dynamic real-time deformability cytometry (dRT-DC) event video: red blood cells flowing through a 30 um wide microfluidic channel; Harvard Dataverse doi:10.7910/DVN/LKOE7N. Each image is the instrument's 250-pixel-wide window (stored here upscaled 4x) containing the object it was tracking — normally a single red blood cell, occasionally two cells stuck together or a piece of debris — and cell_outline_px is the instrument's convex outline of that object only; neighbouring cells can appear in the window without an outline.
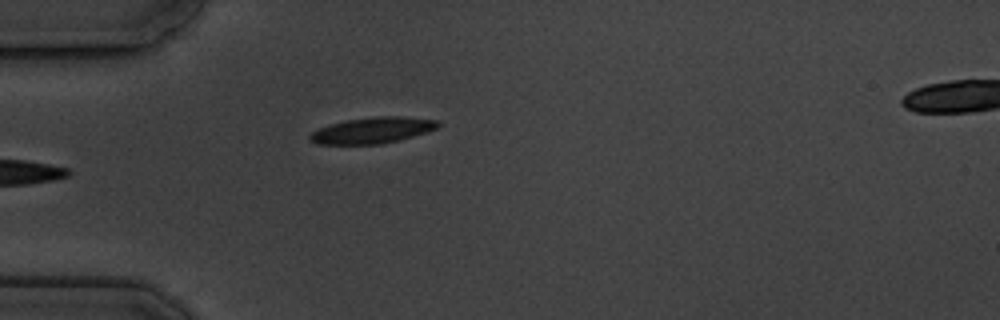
{"species": "common noctule bat (a hibernating species)", "species_latin": "Nyctalus noctula", "temperature_condition": "cold", "stored_images_in_passage": 6, "camera_frame_rate_fps": 3000, "um_per_image_px": 0.085, "animal": {"sex": "male", "body_mass_g": 19.5, "forearm_length_mm": 54.6}, "frame": {"image": 1, "passage_image": 5, "time_ms": 4.667, "image_size_px": [1000, 320], "cell_outline_px": [[440, 124], [436, 128], [400, 140], [380, 144], [316, 144], [308, 140], [308, 136], [312, 132], [328, 124], [344, 120], [376, 116], [396, 116], [436, 120]], "centroid_in_image_um": [31.57, 11.08], "position_along_channel_um": 53.4, "area_um2": 19.36}}